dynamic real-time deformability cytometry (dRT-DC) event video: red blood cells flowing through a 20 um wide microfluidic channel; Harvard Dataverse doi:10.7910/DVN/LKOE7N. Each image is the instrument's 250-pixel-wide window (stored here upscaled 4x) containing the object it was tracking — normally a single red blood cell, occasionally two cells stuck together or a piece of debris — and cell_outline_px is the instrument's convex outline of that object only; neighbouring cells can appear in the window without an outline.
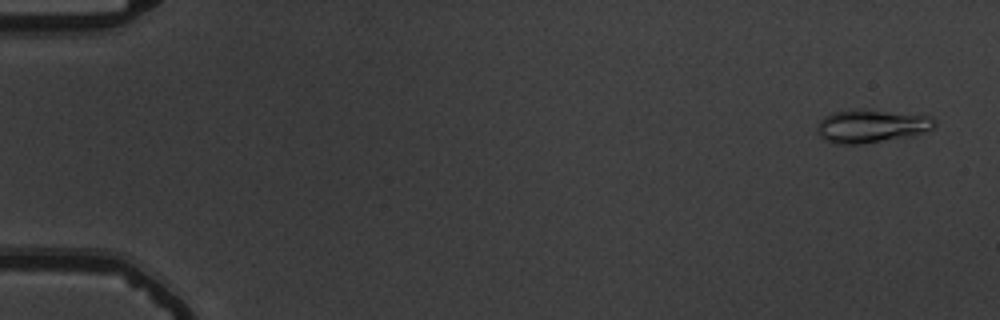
{"species": "common noctule bat (a hibernating species)", "species_latin": "Nyctalus noctula", "temperature_condition": "warm", "stored_images_in_passage": 55, "camera_frame_rate_fps": 3000, "um_per_image_px": 0.085, "animal": {"sex": "male", "body_mass_g": 19.5, "forearm_length_mm": 54.6}, "frame": {"image": 1, "passage_image": 3, "time_ms": 0.667, "image_size_px": [1000, 320], "cell_outline_px": [[936, 124], [932, 128], [912, 136], [864, 144], [832, 144], [824, 140], [816, 132], [816, 128], [820, 120], [824, 116], [832, 112], [856, 108], [864, 108], [932, 116], [936, 120]], "centroid_in_image_um": [74.03, 10.7], "position_along_channel_um": 11.0, "area_um2": 23.29}}
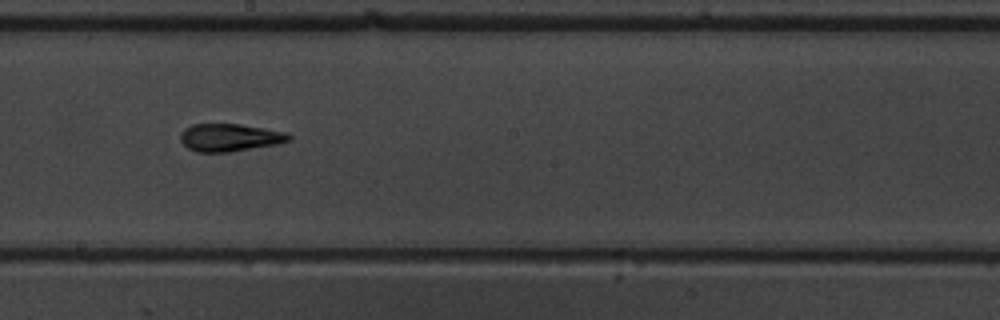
{"frame": {"image": 2, "passage_image": 32, "time_ms": 10.333, "image_size_px": [1000, 320], "cell_outline_px": [[292, 140], [276, 144], [228, 152], [196, 152], [188, 148], [180, 140], [180, 132], [184, 128], [192, 124], [240, 124], [288, 132], [292, 136]], "centroid_in_image_um": [19.53, 11.68], "position_along_channel_um": 228.7, "area_um2": 17.57}}
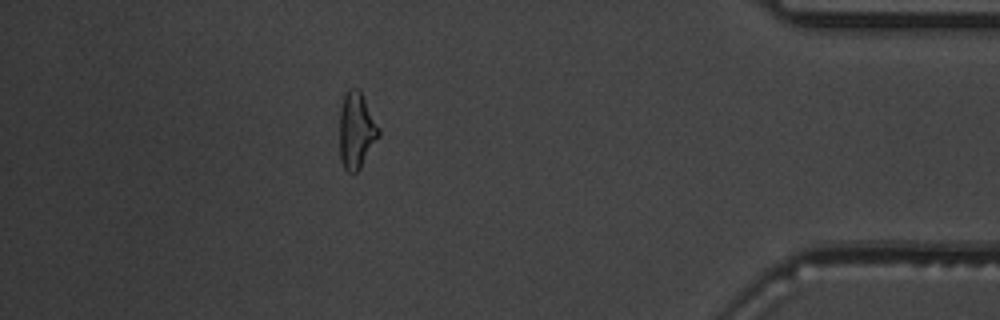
{"frame": {"image": 3, "passage_image": 49, "time_ms": 16.0, "image_size_px": [1000, 320], "cell_outline_px": [[380, 136], [360, 168], [352, 176], [344, 168], [340, 160], [340, 108], [344, 96], [348, 88], [356, 88], [360, 92], [380, 128]], "centroid_in_image_um": [30.29, 11.13], "position_along_channel_um": 404.9, "area_um2": 17.4}, "authors_computed_cell_mechanics": {"area_um2": 17.5712, "velocity_mm_per_s": 3.7968, "shape_relaxation_time_tau1_ms": 6.2977, "shape_relaxation_time_tau2_ms": 2.1462, "deformation_change_tau1": 0.2019, "deformation_change_tau2": 0.1036}}